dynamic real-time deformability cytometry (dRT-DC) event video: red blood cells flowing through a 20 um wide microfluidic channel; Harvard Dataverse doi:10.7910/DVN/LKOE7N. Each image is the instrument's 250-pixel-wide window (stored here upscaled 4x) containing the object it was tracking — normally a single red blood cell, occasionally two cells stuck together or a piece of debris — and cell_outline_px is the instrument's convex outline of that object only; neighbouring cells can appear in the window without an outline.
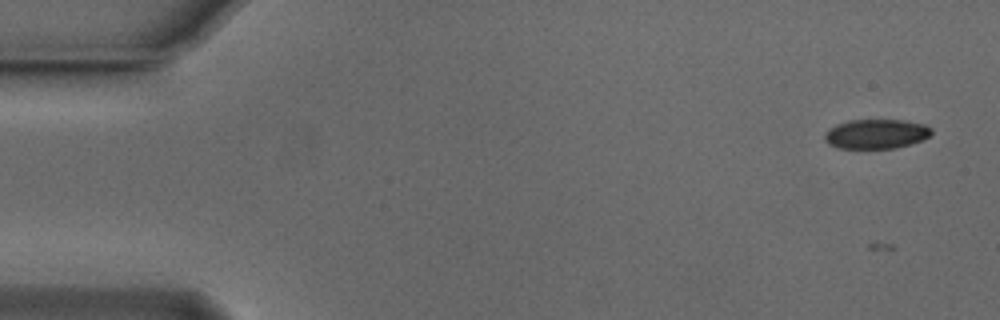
{"species": "Egyptian fruit bat (a non-hibernating species)", "species_latin": "Rousettus aegyptiacus", "temperature_condition": "cold", "stored_images_in_passage": 56, "camera_frame_rate_fps": 3000, "um_per_image_px": 0.085, "animal": {"sex": "male"}, "frame": {"image": 1, "passage_image": 3, "time_ms": 0.667, "image_size_px": [1000, 320], "cell_outline_px": [[932, 132], [928, 136], [912, 144], [896, 148], [836, 148], [828, 144], [824, 140], [824, 136], [828, 128], [836, 124], [848, 120], [904, 120], [924, 124], [932, 128]], "centroid_in_image_um": [74.44, 11.38], "position_along_channel_um": 10.6, "area_um2": 18.5}}
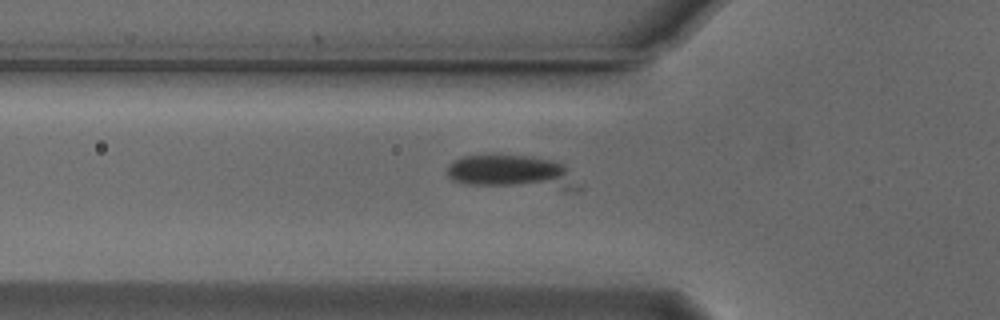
{"frame": {"image": 2, "passage_image": 19, "time_ms": 6.0, "image_size_px": [1000, 320], "cell_outline_px": [[580, 188], [564, 192], [560, 192], [464, 184], [452, 180], [448, 176], [448, 164], [452, 160], [464, 156], [532, 156], [552, 160], [564, 164], [568, 168]], "centroid_in_image_um": [43.59, 14.7], "position_along_channel_um": 82.2, "area_um2": 26.7}}
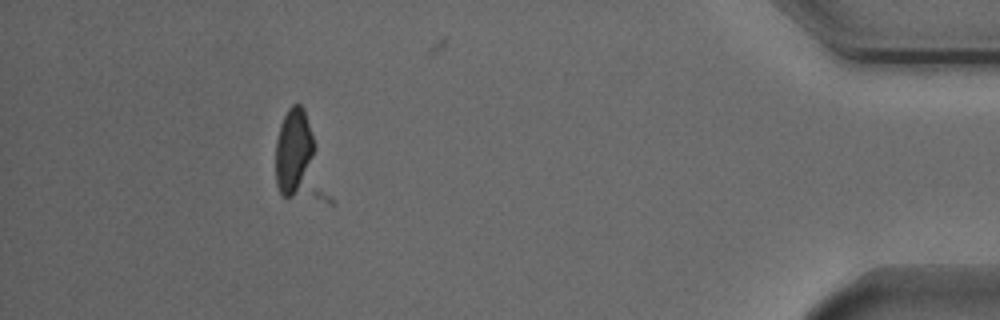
{"frame": {"image": 3, "passage_image": 50, "time_ms": 16.333, "image_size_px": [1000, 320], "cell_outline_px": [[336, 204], [328, 204], [284, 196], [280, 192], [276, 184], [276, 140], [280, 124], [288, 108], [292, 104], [300, 104], [304, 108]], "centroid_in_image_um": [25.52, 13.62], "position_along_channel_um": 409.7, "area_um2": 27.69}}